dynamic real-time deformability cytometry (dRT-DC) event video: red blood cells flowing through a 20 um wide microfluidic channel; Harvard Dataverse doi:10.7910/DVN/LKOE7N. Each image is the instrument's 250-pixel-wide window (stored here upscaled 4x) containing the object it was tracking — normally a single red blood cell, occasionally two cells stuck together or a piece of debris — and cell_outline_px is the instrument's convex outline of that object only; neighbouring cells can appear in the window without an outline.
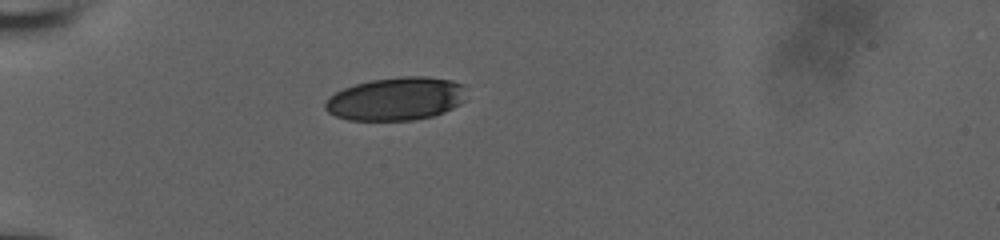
{"species": "human", "species_latin": "Homo sapiens", "temperature_condition": "room temperature", "stored_images_in_passage": 39, "camera_frame_rate_fps": 3000, "um_per_image_px": 0.085, "donor": {"sex": "male"}, "frame": {"image": 1, "passage_image": 1, "time_ms": 0.0, "image_size_px": [1000, 240], "cell_outline_px": [[464, 100], [460, 104], [444, 112], [432, 116], [412, 120], [348, 120], [336, 116], [328, 112], [324, 108], [324, 104], [328, 96], [344, 88], [356, 84], [372, 80], [400, 76], [428, 76], [452, 80], [464, 84]], "centroid_in_image_um": [33.66, 8.39], "position_along_channel_um": 51.3, "area_um2": 35.6}}
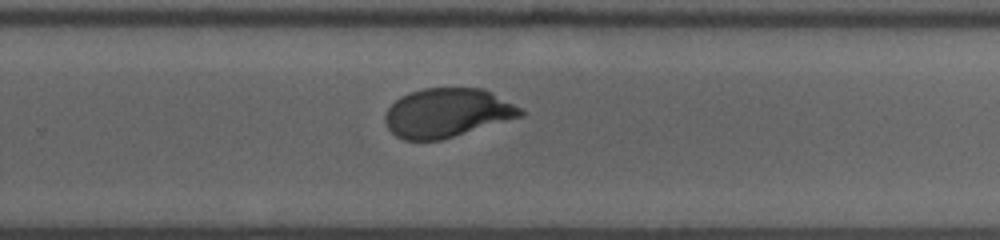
{"frame": {"image": 2, "passage_image": 22, "time_ms": 7.0, "image_size_px": [1000, 240], "cell_outline_px": [[524, 116], [440, 140], [404, 140], [396, 136], [388, 128], [384, 120], [384, 116], [388, 108], [400, 96], [408, 92], [424, 88], [484, 88], [492, 92], [520, 108], [524, 112]], "centroid_in_image_um": [37.99, 9.59], "position_along_channel_um": 291.8, "area_um2": 38.61}}
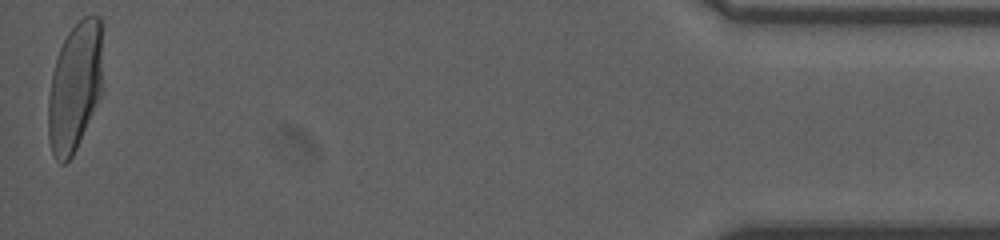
{"frame": {"image": 3, "passage_image": 39, "time_ms": 12.667, "image_size_px": [1000, 240], "cell_outline_px": [[104, 24], [100, 96], [76, 148], [72, 156], [64, 164], [60, 164], [56, 160], [52, 152], [48, 136], [48, 96], [52, 72], [60, 48], [68, 32], [84, 16], [100, 16]], "centroid_in_image_um": [6.38, 7.33], "position_along_channel_um": 428.8, "area_um2": 41.21}, "authors_computed_cell_mechanics": {"area_um2": 39.7086, "velocity_mm_per_s": 3.8338, "shape_relaxation_time_tau1_ms": 3.9205, "shape_relaxation_time_tau2_ms": null, "deformation_change_tau1": 0.163, "deformation_change_tau2": null}}